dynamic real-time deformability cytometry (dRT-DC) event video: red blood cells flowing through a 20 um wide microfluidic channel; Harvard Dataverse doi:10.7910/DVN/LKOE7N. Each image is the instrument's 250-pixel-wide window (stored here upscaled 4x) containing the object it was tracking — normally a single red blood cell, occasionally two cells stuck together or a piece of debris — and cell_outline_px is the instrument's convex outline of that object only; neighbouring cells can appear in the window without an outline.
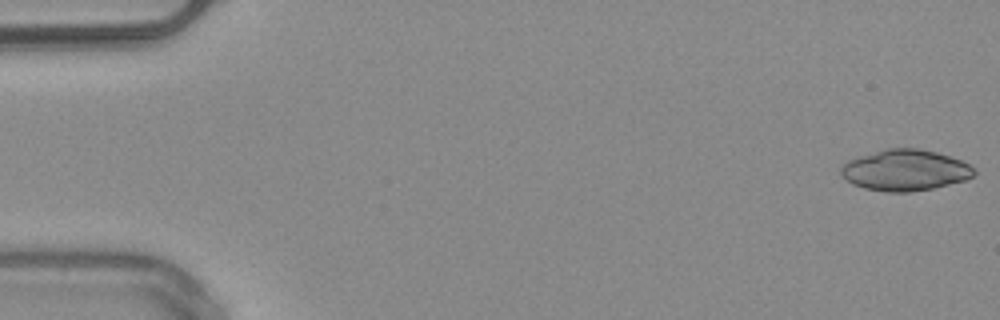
{"species": "common noctule bat (a hibernating species)", "species_latin": "Nyctalus noctula", "temperature_condition": "warm", "stored_images_in_passage": 50, "camera_frame_rate_fps": 3000, "um_per_image_px": 0.085, "animal": {"sex": "male", "body_mass_g": 20.4}, "frame": {"image": 1, "passage_image": 1, "time_ms": 0.0, "image_size_px": [1000, 320], "cell_outline_px": [[976, 172], [972, 176], [964, 180], [932, 188], [908, 192], [888, 192], [864, 188], [852, 184], [840, 172], [840, 168], [848, 160], [888, 148], [920, 148], [936, 152], [960, 160], [968, 164]], "centroid_in_image_um": [76.92, 14.47], "position_along_channel_um": 8.1, "area_um2": 31.39}}
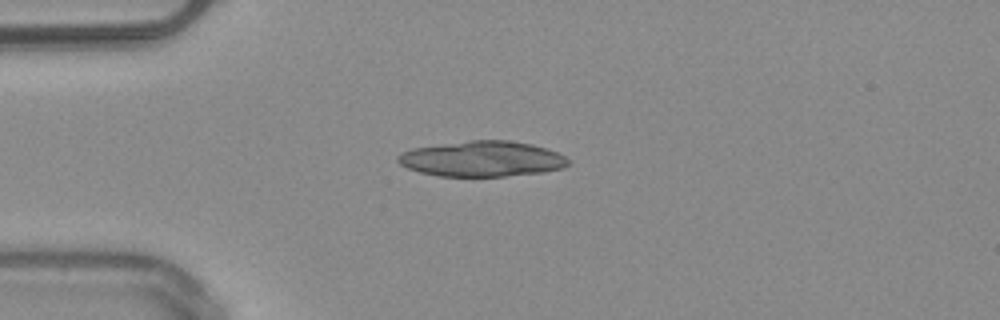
{"frame": {"image": 2, "passage_image": 13, "time_ms": 4.0, "image_size_px": [1000, 320], "cell_outline_px": [[568, 164], [564, 168], [544, 172], [504, 176], [440, 176], [420, 172], [408, 168], [400, 164], [396, 160], [396, 156], [412, 148], [472, 140], [512, 140], [532, 144], [556, 152], [564, 156], [568, 160]], "centroid_in_image_um": [40.98, 13.5], "position_along_channel_um": 44.0, "area_um2": 35.08}}